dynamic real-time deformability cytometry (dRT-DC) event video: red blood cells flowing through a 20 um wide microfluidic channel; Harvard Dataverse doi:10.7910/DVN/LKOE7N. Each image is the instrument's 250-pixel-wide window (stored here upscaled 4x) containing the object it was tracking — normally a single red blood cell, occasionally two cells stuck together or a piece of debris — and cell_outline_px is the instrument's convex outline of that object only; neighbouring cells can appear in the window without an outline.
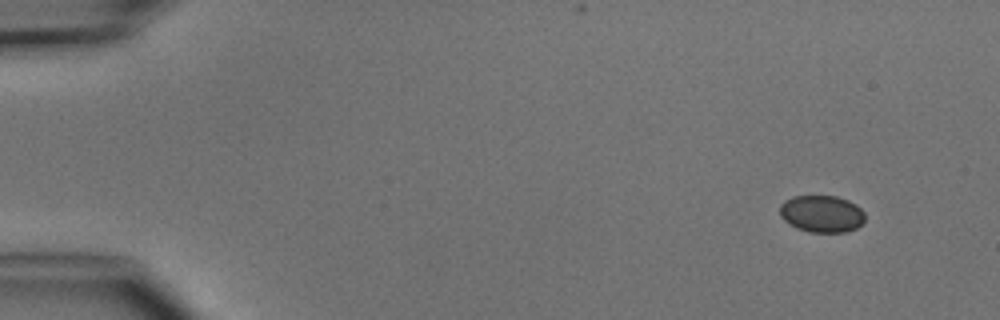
{"species": "common noctule bat (a hibernating species)", "species_latin": "Nyctalus noctula", "temperature_condition": "cold", "stored_images_in_passage": 5, "camera_frame_rate_fps": 3000, "um_per_image_px": 0.085, "animal": {"sex": "male", "body_mass_g": 15.6}, "frame": {"image": 1, "passage_image": 1, "time_ms": 0.0, "image_size_px": [1000, 320], "cell_outline_px": [[864, 220], [856, 228], [848, 232], [808, 232], [796, 228], [788, 224], [780, 216], [780, 204], [784, 200], [792, 196], [836, 196], [848, 200], [856, 204], [864, 212]], "centroid_in_image_um": [69.82, 18.17], "position_along_channel_um": 15.2, "area_um2": 18.55}}
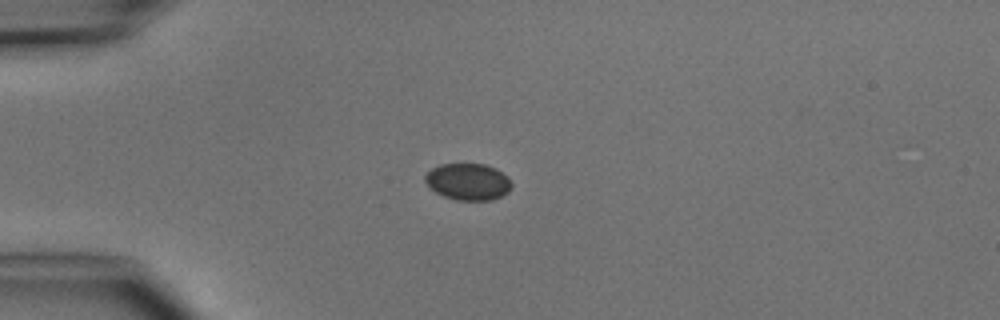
{"frame": {"image": 2, "passage_image": 3, "time_ms": 3.0, "image_size_px": [1000, 320], "cell_outline_px": [[512, 184], [508, 192], [492, 200], [456, 200], [444, 196], [436, 192], [424, 180], [424, 176], [432, 168], [440, 164], [484, 164], [496, 168], [508, 176]], "centroid_in_image_um": [39.8, 15.44], "position_along_channel_um": 45.2, "area_um2": 18.44}}
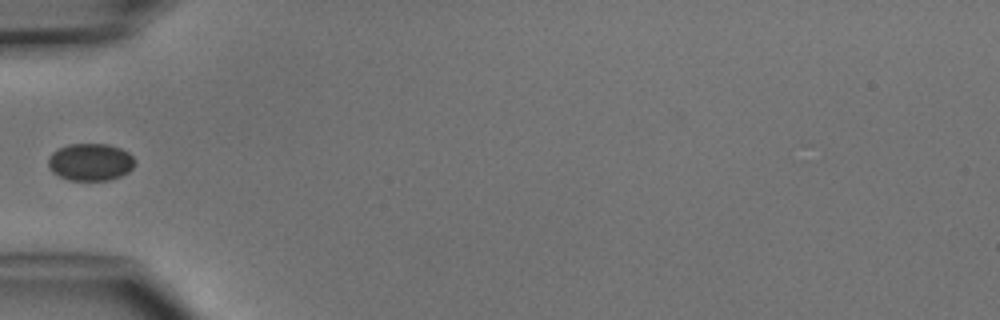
{"frame": {"image": 3, "passage_image": 4, "time_ms": 4.333, "image_size_px": [1000, 320], "cell_outline_px": [[136, 164], [128, 172], [120, 176], [108, 180], [68, 180], [52, 172], [48, 168], [48, 156], [52, 152], [68, 144], [108, 144], [120, 148], [128, 152], [132, 156]], "centroid_in_image_um": [7.67, 13.77], "position_along_channel_um": 77.3, "area_um2": 18.9}}